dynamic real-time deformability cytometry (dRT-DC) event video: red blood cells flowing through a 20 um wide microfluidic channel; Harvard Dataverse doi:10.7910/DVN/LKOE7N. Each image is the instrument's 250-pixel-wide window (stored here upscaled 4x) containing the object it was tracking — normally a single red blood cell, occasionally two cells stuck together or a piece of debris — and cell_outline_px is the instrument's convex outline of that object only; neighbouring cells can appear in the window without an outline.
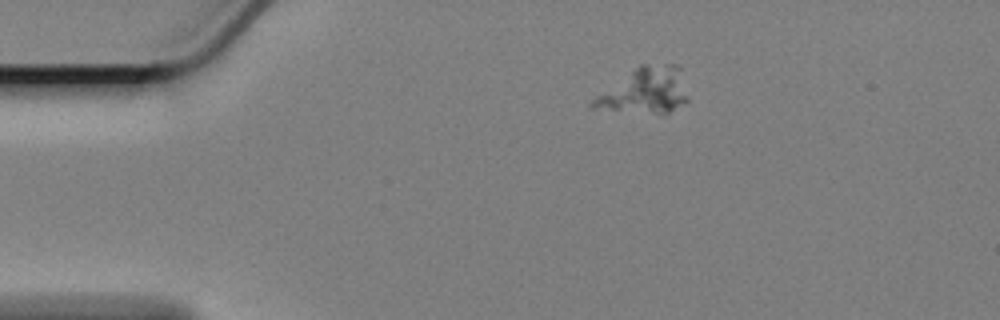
{"species": "Egyptian fruit bat (a non-hibernating species)", "species_latin": "Rousettus aegyptiacus", "temperature_condition": "cold", "stored_images_in_passage": 6, "camera_frame_rate_fps": 3000, "um_per_image_px": 0.085, "animal": {"sex": "female"}, "frame": {"image": 1, "passage_image": 1, "time_ms": 0.0, "image_size_px": [1000, 320], "cell_outline_px": [[688, 100], [684, 104], [668, 112], [656, 112], [588, 108], [588, 104], [596, 96], [640, 64], [676, 64], [680, 68], [688, 96]], "centroid_in_image_um": [54.84, 7.68], "position_along_channel_um": 30.2, "area_um2": 24.68}}